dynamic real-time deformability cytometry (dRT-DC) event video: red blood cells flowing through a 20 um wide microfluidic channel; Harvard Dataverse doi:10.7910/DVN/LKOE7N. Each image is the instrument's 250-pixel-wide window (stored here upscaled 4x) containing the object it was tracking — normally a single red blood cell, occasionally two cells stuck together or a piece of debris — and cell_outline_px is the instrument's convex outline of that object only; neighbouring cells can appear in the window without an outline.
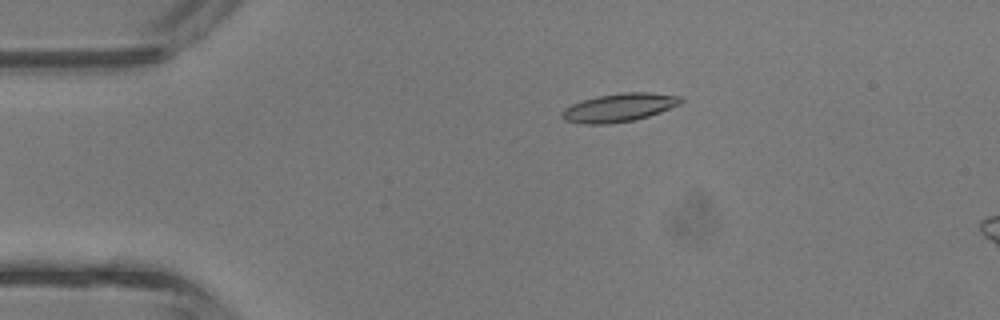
{"species": "common noctule bat (a hibernating species)", "species_latin": "Nyctalus noctula", "temperature_condition": "room temperature", "stored_images_in_passage": 40, "camera_frame_rate_fps": 3000, "um_per_image_px": 0.085, "animal": {"sex": "male", "body_mass_g": 13.3}, "frame": {"image": 1, "passage_image": 6, "time_ms": 1.667, "image_size_px": [1000, 320], "cell_outline_px": [[684, 100], [680, 104], [660, 112], [636, 120], [608, 124], [580, 124], [564, 120], [560, 116], [560, 112], [564, 108], [572, 104], [596, 96], [620, 92], [648, 92], [680, 96]], "centroid_in_image_um": [52.59, 9.15], "position_along_channel_um": 32.4, "area_um2": 19.83}}
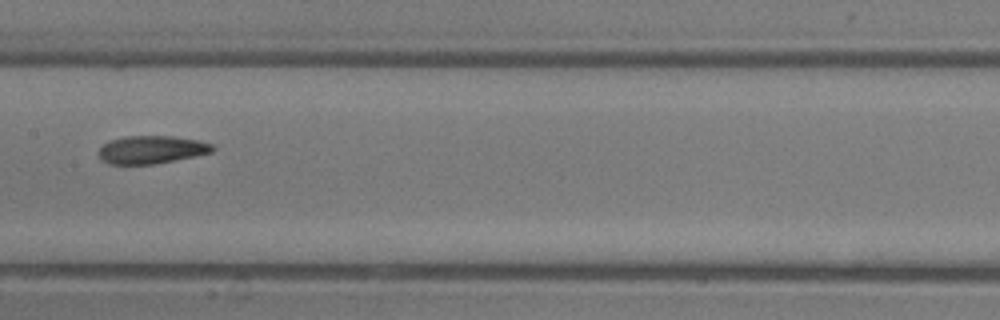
{"frame": {"image": 2, "passage_image": 19, "time_ms": 6.0, "image_size_px": [1000, 320], "cell_outline_px": [[216, 148], [212, 152], [196, 156], [156, 164], [108, 164], [96, 152], [108, 140], [128, 136], [172, 136], [200, 140], [212, 144]], "centroid_in_image_um": [12.9, 12.72], "position_along_channel_um": 194.5, "area_um2": 18.67}}
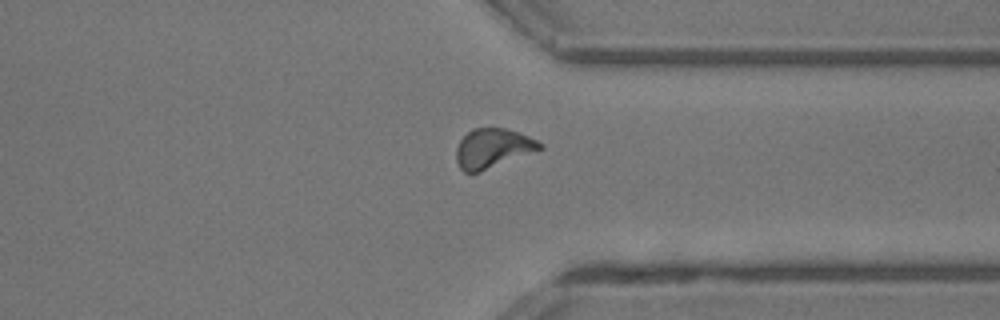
{"frame": {"image": 3, "passage_image": 30, "time_ms": 9.667, "image_size_px": [1000, 320], "cell_outline_px": [[544, 148], [480, 172], [464, 172], [460, 168], [456, 160], [456, 148], [460, 140], [472, 128], [508, 128], [528, 136], [544, 144]], "centroid_in_image_um": [41.88, 12.6], "position_along_channel_um": 369.5, "area_um2": 19.19}, "authors_computed_cell_mechanics": {"area_um2": 18.6983, "velocity_mm_per_s": 4.8133, "shape_relaxation_time_tau1_ms": 2.7551, "shape_relaxation_time_tau2_ms": 2.5219, "deformation_change_tau1": 0.137, "deformation_change_tau2": 0.1079}}